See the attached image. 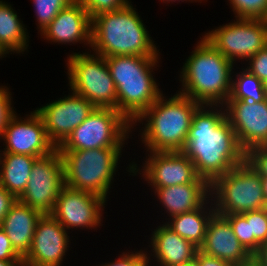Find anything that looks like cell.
Segmentation results:
<instances>
[{"instance_id": "obj_1", "label": "cell", "mask_w": 267, "mask_h": 266, "mask_svg": "<svg viewBox=\"0 0 267 266\" xmlns=\"http://www.w3.org/2000/svg\"><path fill=\"white\" fill-rule=\"evenodd\" d=\"M223 107L200 105L196 109L182 150L193 162L197 174L210 184L245 161V152Z\"/></svg>"}, {"instance_id": "obj_34", "label": "cell", "mask_w": 267, "mask_h": 266, "mask_svg": "<svg viewBox=\"0 0 267 266\" xmlns=\"http://www.w3.org/2000/svg\"><path fill=\"white\" fill-rule=\"evenodd\" d=\"M131 253V254H130ZM125 252L120 255L118 260L102 264L101 266H148V254L144 251Z\"/></svg>"}, {"instance_id": "obj_40", "label": "cell", "mask_w": 267, "mask_h": 266, "mask_svg": "<svg viewBox=\"0 0 267 266\" xmlns=\"http://www.w3.org/2000/svg\"><path fill=\"white\" fill-rule=\"evenodd\" d=\"M0 266H24L23 261H4L0 260Z\"/></svg>"}, {"instance_id": "obj_45", "label": "cell", "mask_w": 267, "mask_h": 266, "mask_svg": "<svg viewBox=\"0 0 267 266\" xmlns=\"http://www.w3.org/2000/svg\"><path fill=\"white\" fill-rule=\"evenodd\" d=\"M263 210H264L265 214L267 215V200H265V202H264Z\"/></svg>"}, {"instance_id": "obj_26", "label": "cell", "mask_w": 267, "mask_h": 266, "mask_svg": "<svg viewBox=\"0 0 267 266\" xmlns=\"http://www.w3.org/2000/svg\"><path fill=\"white\" fill-rule=\"evenodd\" d=\"M236 73L231 83V93L228 100H247L261 102L266 99L263 82L246 69ZM241 73V74H240Z\"/></svg>"}, {"instance_id": "obj_30", "label": "cell", "mask_w": 267, "mask_h": 266, "mask_svg": "<svg viewBox=\"0 0 267 266\" xmlns=\"http://www.w3.org/2000/svg\"><path fill=\"white\" fill-rule=\"evenodd\" d=\"M84 9L88 12L90 19L95 16L105 13L113 12L124 8L129 1L128 0H78Z\"/></svg>"}, {"instance_id": "obj_31", "label": "cell", "mask_w": 267, "mask_h": 266, "mask_svg": "<svg viewBox=\"0 0 267 266\" xmlns=\"http://www.w3.org/2000/svg\"><path fill=\"white\" fill-rule=\"evenodd\" d=\"M230 223L240 244L250 253V229L246 218L242 214L223 215Z\"/></svg>"}, {"instance_id": "obj_39", "label": "cell", "mask_w": 267, "mask_h": 266, "mask_svg": "<svg viewBox=\"0 0 267 266\" xmlns=\"http://www.w3.org/2000/svg\"><path fill=\"white\" fill-rule=\"evenodd\" d=\"M254 266H267V242L260 245L257 252L252 256Z\"/></svg>"}, {"instance_id": "obj_4", "label": "cell", "mask_w": 267, "mask_h": 266, "mask_svg": "<svg viewBox=\"0 0 267 266\" xmlns=\"http://www.w3.org/2000/svg\"><path fill=\"white\" fill-rule=\"evenodd\" d=\"M158 57H105L117 92V111L133 124L163 94L153 78ZM152 69V70H151Z\"/></svg>"}, {"instance_id": "obj_23", "label": "cell", "mask_w": 267, "mask_h": 266, "mask_svg": "<svg viewBox=\"0 0 267 266\" xmlns=\"http://www.w3.org/2000/svg\"><path fill=\"white\" fill-rule=\"evenodd\" d=\"M209 200L212 201V198L196 210L173 216L169 218L170 221L165 223L171 230L198 249L204 243L207 224L215 213L214 204ZM209 202L212 205L210 208L207 206Z\"/></svg>"}, {"instance_id": "obj_43", "label": "cell", "mask_w": 267, "mask_h": 266, "mask_svg": "<svg viewBox=\"0 0 267 266\" xmlns=\"http://www.w3.org/2000/svg\"><path fill=\"white\" fill-rule=\"evenodd\" d=\"M161 1H163V2H166L167 1V2L170 3V2H175V1H179V2L182 1V2H184V1H190V0H161ZM191 1L193 2V1H198V0H191ZM201 1L202 0H199V2H201Z\"/></svg>"}, {"instance_id": "obj_35", "label": "cell", "mask_w": 267, "mask_h": 266, "mask_svg": "<svg viewBox=\"0 0 267 266\" xmlns=\"http://www.w3.org/2000/svg\"><path fill=\"white\" fill-rule=\"evenodd\" d=\"M11 95L7 86H0V135L10 118L16 113L11 107Z\"/></svg>"}, {"instance_id": "obj_8", "label": "cell", "mask_w": 267, "mask_h": 266, "mask_svg": "<svg viewBox=\"0 0 267 266\" xmlns=\"http://www.w3.org/2000/svg\"><path fill=\"white\" fill-rule=\"evenodd\" d=\"M71 91L85 97L96 108L117 110V92L105 57L73 53L67 57Z\"/></svg>"}, {"instance_id": "obj_37", "label": "cell", "mask_w": 267, "mask_h": 266, "mask_svg": "<svg viewBox=\"0 0 267 266\" xmlns=\"http://www.w3.org/2000/svg\"><path fill=\"white\" fill-rule=\"evenodd\" d=\"M17 201V199L9 193L2 185H0V224L5 215L9 212L10 207Z\"/></svg>"}, {"instance_id": "obj_28", "label": "cell", "mask_w": 267, "mask_h": 266, "mask_svg": "<svg viewBox=\"0 0 267 266\" xmlns=\"http://www.w3.org/2000/svg\"><path fill=\"white\" fill-rule=\"evenodd\" d=\"M74 0H33L39 32H42L57 14Z\"/></svg>"}, {"instance_id": "obj_44", "label": "cell", "mask_w": 267, "mask_h": 266, "mask_svg": "<svg viewBox=\"0 0 267 266\" xmlns=\"http://www.w3.org/2000/svg\"><path fill=\"white\" fill-rule=\"evenodd\" d=\"M263 86H264L265 95H266V98H267V80L265 82H263Z\"/></svg>"}, {"instance_id": "obj_25", "label": "cell", "mask_w": 267, "mask_h": 266, "mask_svg": "<svg viewBox=\"0 0 267 266\" xmlns=\"http://www.w3.org/2000/svg\"><path fill=\"white\" fill-rule=\"evenodd\" d=\"M26 30L11 5L0 0V55L27 50L29 35Z\"/></svg>"}, {"instance_id": "obj_20", "label": "cell", "mask_w": 267, "mask_h": 266, "mask_svg": "<svg viewBox=\"0 0 267 266\" xmlns=\"http://www.w3.org/2000/svg\"><path fill=\"white\" fill-rule=\"evenodd\" d=\"M42 213L16 201L5 215L0 228L7 234L15 251L24 258L29 252Z\"/></svg>"}, {"instance_id": "obj_3", "label": "cell", "mask_w": 267, "mask_h": 266, "mask_svg": "<svg viewBox=\"0 0 267 266\" xmlns=\"http://www.w3.org/2000/svg\"><path fill=\"white\" fill-rule=\"evenodd\" d=\"M233 65L203 36L183 65L179 93L200 105L224 106L231 93Z\"/></svg>"}, {"instance_id": "obj_10", "label": "cell", "mask_w": 267, "mask_h": 266, "mask_svg": "<svg viewBox=\"0 0 267 266\" xmlns=\"http://www.w3.org/2000/svg\"><path fill=\"white\" fill-rule=\"evenodd\" d=\"M204 37L233 64L246 61L267 46L265 19L236 18L234 22L205 33Z\"/></svg>"}, {"instance_id": "obj_32", "label": "cell", "mask_w": 267, "mask_h": 266, "mask_svg": "<svg viewBox=\"0 0 267 266\" xmlns=\"http://www.w3.org/2000/svg\"><path fill=\"white\" fill-rule=\"evenodd\" d=\"M245 161L261 177H267V147L257 146L245 153Z\"/></svg>"}, {"instance_id": "obj_18", "label": "cell", "mask_w": 267, "mask_h": 266, "mask_svg": "<svg viewBox=\"0 0 267 266\" xmlns=\"http://www.w3.org/2000/svg\"><path fill=\"white\" fill-rule=\"evenodd\" d=\"M199 250L236 266L252 265V255L240 244L229 221L216 212L207 224L205 240Z\"/></svg>"}, {"instance_id": "obj_2", "label": "cell", "mask_w": 267, "mask_h": 266, "mask_svg": "<svg viewBox=\"0 0 267 266\" xmlns=\"http://www.w3.org/2000/svg\"><path fill=\"white\" fill-rule=\"evenodd\" d=\"M134 9L129 2L124 8L99 14L91 20V48L94 54L102 57L160 56Z\"/></svg>"}, {"instance_id": "obj_29", "label": "cell", "mask_w": 267, "mask_h": 266, "mask_svg": "<svg viewBox=\"0 0 267 266\" xmlns=\"http://www.w3.org/2000/svg\"><path fill=\"white\" fill-rule=\"evenodd\" d=\"M235 18L266 19L267 0H229Z\"/></svg>"}, {"instance_id": "obj_15", "label": "cell", "mask_w": 267, "mask_h": 266, "mask_svg": "<svg viewBox=\"0 0 267 266\" xmlns=\"http://www.w3.org/2000/svg\"><path fill=\"white\" fill-rule=\"evenodd\" d=\"M224 108L245 153L267 143V98L261 102L227 100Z\"/></svg>"}, {"instance_id": "obj_41", "label": "cell", "mask_w": 267, "mask_h": 266, "mask_svg": "<svg viewBox=\"0 0 267 266\" xmlns=\"http://www.w3.org/2000/svg\"><path fill=\"white\" fill-rule=\"evenodd\" d=\"M180 266H199V260L194 256L191 260L185 262Z\"/></svg>"}, {"instance_id": "obj_27", "label": "cell", "mask_w": 267, "mask_h": 266, "mask_svg": "<svg viewBox=\"0 0 267 266\" xmlns=\"http://www.w3.org/2000/svg\"><path fill=\"white\" fill-rule=\"evenodd\" d=\"M250 229V254L253 256L260 245L267 242V215L263 209L242 213Z\"/></svg>"}, {"instance_id": "obj_9", "label": "cell", "mask_w": 267, "mask_h": 266, "mask_svg": "<svg viewBox=\"0 0 267 266\" xmlns=\"http://www.w3.org/2000/svg\"><path fill=\"white\" fill-rule=\"evenodd\" d=\"M132 124L116 109L95 108L58 150L123 148Z\"/></svg>"}, {"instance_id": "obj_11", "label": "cell", "mask_w": 267, "mask_h": 266, "mask_svg": "<svg viewBox=\"0 0 267 266\" xmlns=\"http://www.w3.org/2000/svg\"><path fill=\"white\" fill-rule=\"evenodd\" d=\"M63 186V159L60 151L56 149L51 154L35 160L26 189L17 200L43 215L51 214Z\"/></svg>"}, {"instance_id": "obj_24", "label": "cell", "mask_w": 267, "mask_h": 266, "mask_svg": "<svg viewBox=\"0 0 267 266\" xmlns=\"http://www.w3.org/2000/svg\"><path fill=\"white\" fill-rule=\"evenodd\" d=\"M37 157L25 154L3 153L0 185L18 199L26 189L33 164Z\"/></svg>"}, {"instance_id": "obj_6", "label": "cell", "mask_w": 267, "mask_h": 266, "mask_svg": "<svg viewBox=\"0 0 267 266\" xmlns=\"http://www.w3.org/2000/svg\"><path fill=\"white\" fill-rule=\"evenodd\" d=\"M122 148L59 150L63 159L64 185L107 199Z\"/></svg>"}, {"instance_id": "obj_19", "label": "cell", "mask_w": 267, "mask_h": 266, "mask_svg": "<svg viewBox=\"0 0 267 266\" xmlns=\"http://www.w3.org/2000/svg\"><path fill=\"white\" fill-rule=\"evenodd\" d=\"M54 43H86L91 47V19L78 0L63 8L41 32Z\"/></svg>"}, {"instance_id": "obj_42", "label": "cell", "mask_w": 267, "mask_h": 266, "mask_svg": "<svg viewBox=\"0 0 267 266\" xmlns=\"http://www.w3.org/2000/svg\"><path fill=\"white\" fill-rule=\"evenodd\" d=\"M265 200H267V177H261Z\"/></svg>"}, {"instance_id": "obj_36", "label": "cell", "mask_w": 267, "mask_h": 266, "mask_svg": "<svg viewBox=\"0 0 267 266\" xmlns=\"http://www.w3.org/2000/svg\"><path fill=\"white\" fill-rule=\"evenodd\" d=\"M0 260L23 261V258L15 251L5 231L0 228Z\"/></svg>"}, {"instance_id": "obj_5", "label": "cell", "mask_w": 267, "mask_h": 266, "mask_svg": "<svg viewBox=\"0 0 267 266\" xmlns=\"http://www.w3.org/2000/svg\"><path fill=\"white\" fill-rule=\"evenodd\" d=\"M199 106V103L179 92L169 99H164L162 94L132 125L136 126L137 121H146L141 139L147 151H182L193 114Z\"/></svg>"}, {"instance_id": "obj_7", "label": "cell", "mask_w": 267, "mask_h": 266, "mask_svg": "<svg viewBox=\"0 0 267 266\" xmlns=\"http://www.w3.org/2000/svg\"><path fill=\"white\" fill-rule=\"evenodd\" d=\"M210 194L220 215L260 210L265 202L261 176L246 161L217 177Z\"/></svg>"}, {"instance_id": "obj_12", "label": "cell", "mask_w": 267, "mask_h": 266, "mask_svg": "<svg viewBox=\"0 0 267 266\" xmlns=\"http://www.w3.org/2000/svg\"><path fill=\"white\" fill-rule=\"evenodd\" d=\"M25 119L14 114L0 135L3 139V153L25 154L37 158L47 156L57 148L49 140L44 121L34 110Z\"/></svg>"}, {"instance_id": "obj_22", "label": "cell", "mask_w": 267, "mask_h": 266, "mask_svg": "<svg viewBox=\"0 0 267 266\" xmlns=\"http://www.w3.org/2000/svg\"><path fill=\"white\" fill-rule=\"evenodd\" d=\"M152 256L159 266H180L191 260L198 248L180 237L165 223L154 229L151 237Z\"/></svg>"}, {"instance_id": "obj_13", "label": "cell", "mask_w": 267, "mask_h": 266, "mask_svg": "<svg viewBox=\"0 0 267 266\" xmlns=\"http://www.w3.org/2000/svg\"><path fill=\"white\" fill-rule=\"evenodd\" d=\"M63 99L36 108L42 117L49 140L58 148L72 131L96 108L85 97L73 91Z\"/></svg>"}, {"instance_id": "obj_33", "label": "cell", "mask_w": 267, "mask_h": 266, "mask_svg": "<svg viewBox=\"0 0 267 266\" xmlns=\"http://www.w3.org/2000/svg\"><path fill=\"white\" fill-rule=\"evenodd\" d=\"M247 61H249V66L245 69L250 74L255 75L261 82H265L267 80V46Z\"/></svg>"}, {"instance_id": "obj_38", "label": "cell", "mask_w": 267, "mask_h": 266, "mask_svg": "<svg viewBox=\"0 0 267 266\" xmlns=\"http://www.w3.org/2000/svg\"><path fill=\"white\" fill-rule=\"evenodd\" d=\"M195 257L199 260V266H236L229 261L206 255L199 249L197 250Z\"/></svg>"}, {"instance_id": "obj_14", "label": "cell", "mask_w": 267, "mask_h": 266, "mask_svg": "<svg viewBox=\"0 0 267 266\" xmlns=\"http://www.w3.org/2000/svg\"><path fill=\"white\" fill-rule=\"evenodd\" d=\"M106 200L93 193L64 185L51 215L66 229L99 227ZM103 207V208H102Z\"/></svg>"}, {"instance_id": "obj_17", "label": "cell", "mask_w": 267, "mask_h": 266, "mask_svg": "<svg viewBox=\"0 0 267 266\" xmlns=\"http://www.w3.org/2000/svg\"><path fill=\"white\" fill-rule=\"evenodd\" d=\"M149 153L140 172L152 188L208 182L197 174L193 162L182 151Z\"/></svg>"}, {"instance_id": "obj_46", "label": "cell", "mask_w": 267, "mask_h": 266, "mask_svg": "<svg viewBox=\"0 0 267 266\" xmlns=\"http://www.w3.org/2000/svg\"><path fill=\"white\" fill-rule=\"evenodd\" d=\"M0 152H2L0 153V166H1L3 151H0ZM0 170H1V167H0Z\"/></svg>"}, {"instance_id": "obj_21", "label": "cell", "mask_w": 267, "mask_h": 266, "mask_svg": "<svg viewBox=\"0 0 267 266\" xmlns=\"http://www.w3.org/2000/svg\"><path fill=\"white\" fill-rule=\"evenodd\" d=\"M154 191L170 218L196 210L211 198L209 182L167 186L155 188Z\"/></svg>"}, {"instance_id": "obj_16", "label": "cell", "mask_w": 267, "mask_h": 266, "mask_svg": "<svg viewBox=\"0 0 267 266\" xmlns=\"http://www.w3.org/2000/svg\"><path fill=\"white\" fill-rule=\"evenodd\" d=\"M70 237L66 229L51 215L38 220L31 248L23 258L24 266H61Z\"/></svg>"}]
</instances>
